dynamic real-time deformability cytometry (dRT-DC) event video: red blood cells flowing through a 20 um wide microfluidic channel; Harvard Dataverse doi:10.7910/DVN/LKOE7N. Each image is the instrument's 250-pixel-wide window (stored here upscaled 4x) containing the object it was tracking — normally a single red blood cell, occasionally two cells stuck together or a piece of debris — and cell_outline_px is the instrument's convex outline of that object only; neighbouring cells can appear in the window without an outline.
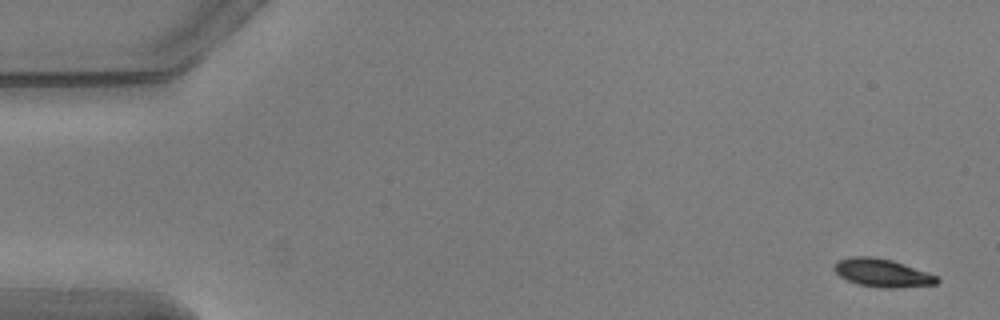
{"species": "common noctule bat (a hibernating species)", "species_latin": "Nyctalus noctula", "temperature_condition": "warm", "stored_images_in_passage": 54, "camera_frame_rate_fps": 3000, "um_per_image_px": 0.085, "animal": {"sex": "male", "body_mass_g": 20.5, "forearm_length_mm": 52.5}, "frame": {"image": 1, "passage_image": 1, "time_ms": 0.0, "image_size_px": [1000, 320], "cell_outline_px": [[940, 280], [936, 284], [896, 288], [880, 288], [856, 284], [840, 276], [832, 268], [836, 260], [852, 256], [872, 256], [892, 260], [936, 276]], "centroid_in_image_um": [74.93, 23.19], "position_along_channel_um": 10.1, "area_um2": 16.82}}
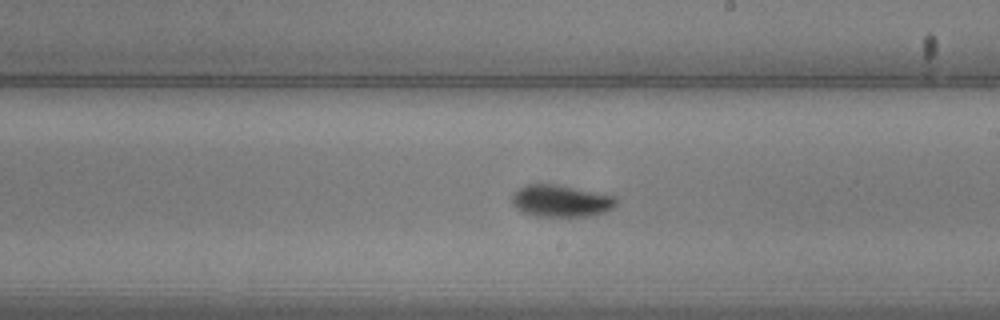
{"frame": {"image": 2, "passage_image": 31, "time_ms": 10.0, "image_size_px": [1000, 320], "cell_outline_px": [[616, 204], [608, 212], [592, 216], [532, 216], [520, 212], [512, 204], [512, 192], [524, 184], [556, 184], [616, 196]], "centroid_in_image_um": [47.65, 17.08], "position_along_channel_um": 241.4, "area_um2": 19.77}}
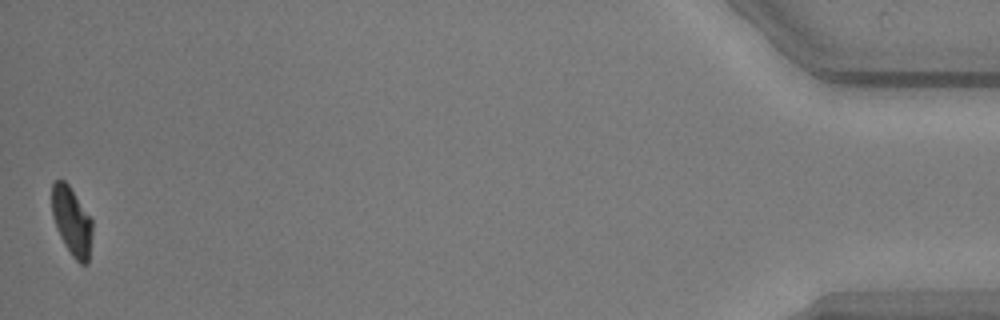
{"frame": {"image": 3, "passage_image": 54, "time_ms": 17.667, "image_size_px": [1000, 320], "cell_outline_px": [[92, 236], [88, 264], [80, 264], [72, 256], [64, 244], [56, 228], [52, 216], [52, 184], [56, 180], [64, 180], [68, 184], [92, 220]], "centroid_in_image_um": [6.1, 18.83], "position_along_channel_um": 429.1, "area_um2": 16.07}, "authors_computed_cell_mechanics": {"area_um2": 17.8602, "velocity_mm_per_s": 3.667, "shape_relaxation_time_tau1_ms": 1.8818, "shape_relaxation_time_tau2_ms": 4.7924, "deformation_change_tau1": 0.1016, "deformation_change_tau2": 0.0643}}